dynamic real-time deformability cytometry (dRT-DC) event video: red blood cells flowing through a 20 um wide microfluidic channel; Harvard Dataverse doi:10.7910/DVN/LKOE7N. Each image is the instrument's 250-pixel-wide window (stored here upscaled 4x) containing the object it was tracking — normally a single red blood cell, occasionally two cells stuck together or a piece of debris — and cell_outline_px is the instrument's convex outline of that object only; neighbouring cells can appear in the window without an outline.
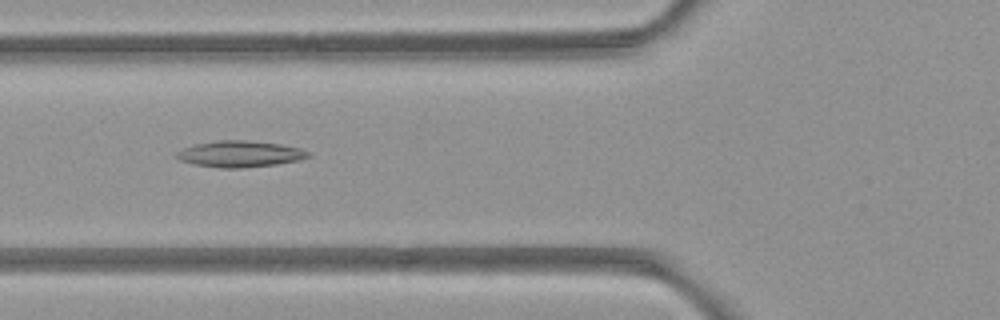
{"species": "common noctule bat (a hibernating species)", "species_latin": "Nyctalus noctula", "temperature_condition": "room temperature", "stored_images_in_passage": 12, "camera_frame_rate_fps": 3000, "um_per_image_px": 0.085, "animal": {"sex": "female", "body_mass_g": 21.9}, "frame": {"image": 1, "passage_image": 9, "time_ms": 10.0, "image_size_px": [1000, 320], "cell_outline_px": [[312, 156], [296, 160], [276, 164], [240, 168], [220, 168], [196, 164], [180, 160], [176, 156], [176, 152], [184, 148], [196, 144], [216, 140], [244, 140], [280, 144], [300, 148], [308, 152]], "centroid_in_image_um": [20.39, 13.08], "position_along_channel_um": 105.4, "area_um2": 19.88}}
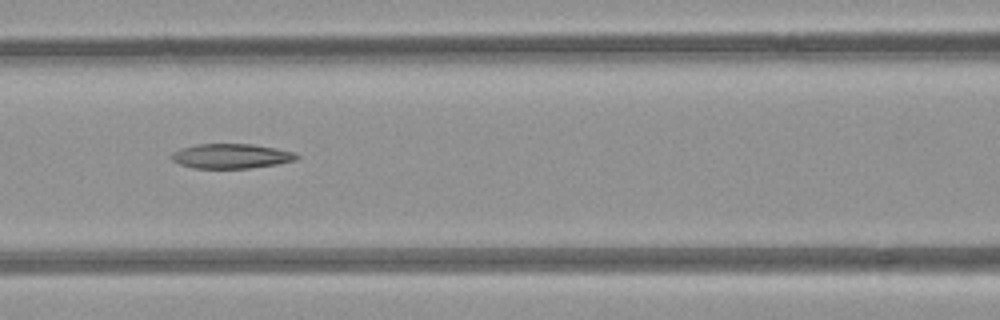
{"frame": {"image": 2, "passage_image": 10, "time_ms": 11.0, "image_size_px": [1000, 320], "cell_outline_px": [[300, 156], [296, 160], [276, 164], [248, 168], [192, 168], [180, 164], [172, 160], [172, 152], [180, 148], [196, 144], [252, 144], [276, 148], [292, 152]], "centroid_in_image_um": [19.62, 13.26], "position_along_channel_um": 147.0, "area_um2": 17.92}}
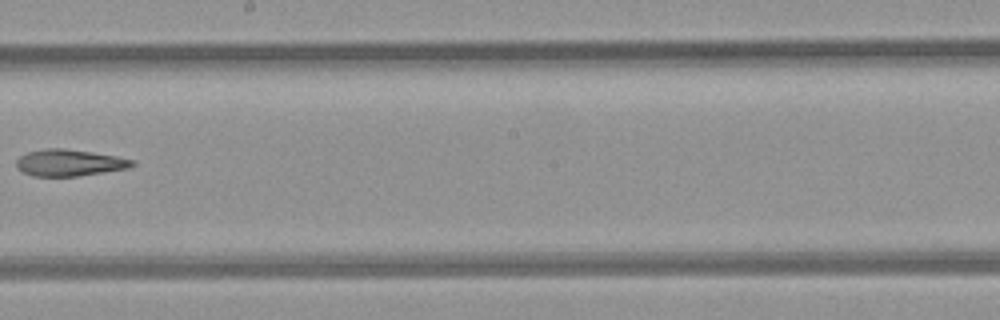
{"frame": {"image": 3, "passage_image": 12, "time_ms": 13.333, "image_size_px": [1000, 320], "cell_outline_px": [[136, 164], [128, 168], [104, 172], [76, 176], [32, 176], [16, 168], [16, 160], [20, 156], [28, 152], [44, 148], [64, 148], [92, 152], [116, 156], [136, 160]], "centroid_in_image_um": [5.9, 13.83], "position_along_channel_um": 242.3, "area_um2": 18.03}}